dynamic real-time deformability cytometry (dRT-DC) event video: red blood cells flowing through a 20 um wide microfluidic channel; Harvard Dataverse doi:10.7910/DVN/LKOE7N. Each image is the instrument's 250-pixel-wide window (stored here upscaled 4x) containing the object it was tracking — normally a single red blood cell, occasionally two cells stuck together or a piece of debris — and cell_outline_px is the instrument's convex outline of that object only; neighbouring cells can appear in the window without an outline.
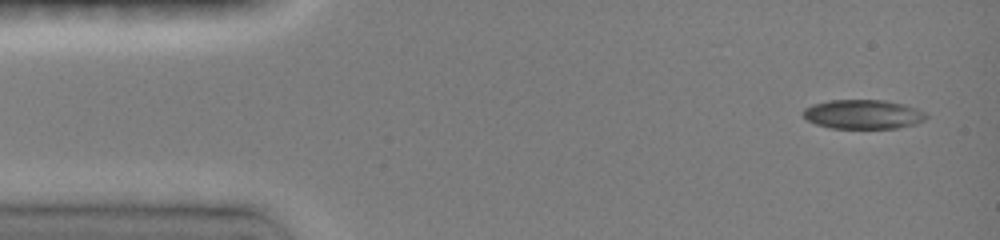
{"species": "common noctule bat (a hibernating species)", "species_latin": "Nyctalus noctula", "temperature_condition": "room temperature", "stored_images_in_passage": 8, "camera_frame_rate_fps": 3000, "um_per_image_px": 0.085, "animal": {"sex": "female", "body_mass_g": 19.0, "forearm_length_mm": 51.5}, "frame": {"image": 1, "passage_image": 1, "time_ms": 0.0, "image_size_px": [1000, 240], "cell_outline_px": [[928, 116], [924, 120], [916, 124], [896, 128], [832, 128], [816, 124], [808, 120], [800, 112], [804, 108], [812, 104], [828, 100], [884, 100], [904, 104], [916, 108], [924, 112]], "centroid_in_image_um": [73.34, 9.71], "position_along_channel_um": 11.7, "area_um2": 21.04}}
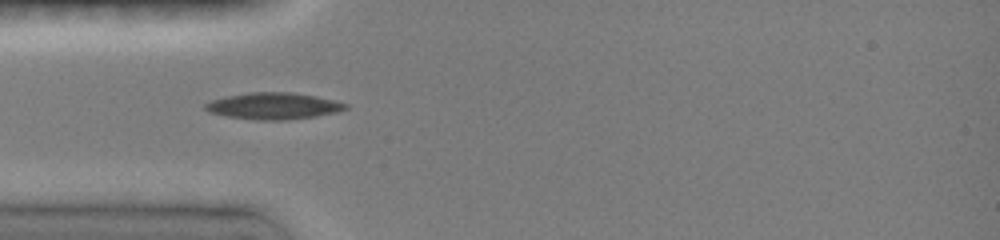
{"frame": {"image": 2, "passage_image": 4, "time_ms": 3.667, "image_size_px": [1000, 240], "cell_outline_px": [[348, 108], [336, 112], [316, 116], [288, 120], [256, 120], [228, 116], [208, 112], [204, 108], [204, 104], [212, 100], [224, 96], [248, 92], [288, 92], [316, 96], [348, 104]], "centroid_in_image_um": [23.21, 9.01], "position_along_channel_um": 61.8, "area_um2": 21.73}}
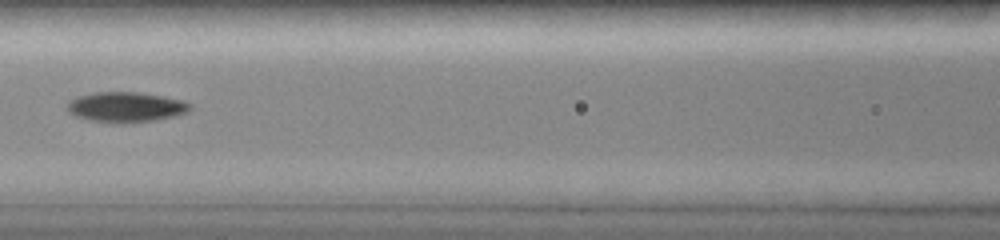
{"frame": {"image": 3, "passage_image": 6, "time_ms": 6.0, "image_size_px": [1000, 240], "cell_outline_px": [[192, 108], [188, 112], [176, 116], [156, 120], [88, 120], [76, 116], [68, 112], [68, 100], [80, 96], [96, 92], [136, 92], [164, 96], [184, 100], [192, 104]], "centroid_in_image_um": [10.76, 9.05], "position_along_channel_um": 155.8, "area_um2": 20.87}}